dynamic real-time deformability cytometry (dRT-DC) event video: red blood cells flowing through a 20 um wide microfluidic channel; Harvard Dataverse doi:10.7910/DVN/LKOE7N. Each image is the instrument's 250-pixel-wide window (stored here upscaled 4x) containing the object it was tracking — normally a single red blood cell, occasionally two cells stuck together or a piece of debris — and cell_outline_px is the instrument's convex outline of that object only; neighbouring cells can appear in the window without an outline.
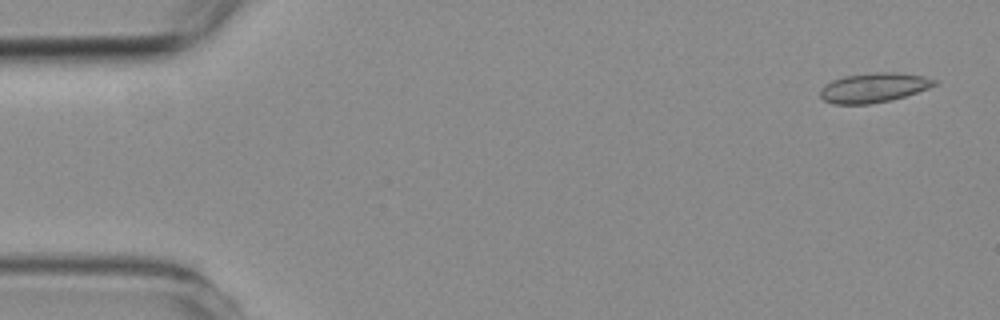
{"species": "common noctule bat (a hibernating species)", "species_latin": "Nyctalus noctula", "temperature_condition": "room temperature", "stored_images_in_passage": 5, "camera_frame_rate_fps": 3000, "um_per_image_px": 0.085, "animal": {"sex": "female", "body_mass_g": 19.3, "forearm_length_mm": 54.1}, "frame": {"image": 1, "passage_image": 1, "time_ms": 0.0, "image_size_px": [1000, 320], "cell_outline_px": [[936, 84], [928, 88], [892, 100], [868, 104], [832, 104], [824, 100], [820, 96], [820, 88], [824, 84], [832, 80], [844, 76], [876, 72], [896, 72], [924, 76], [936, 80]], "centroid_in_image_um": [74.22, 7.45], "position_along_channel_um": 10.8, "area_um2": 19.65}}
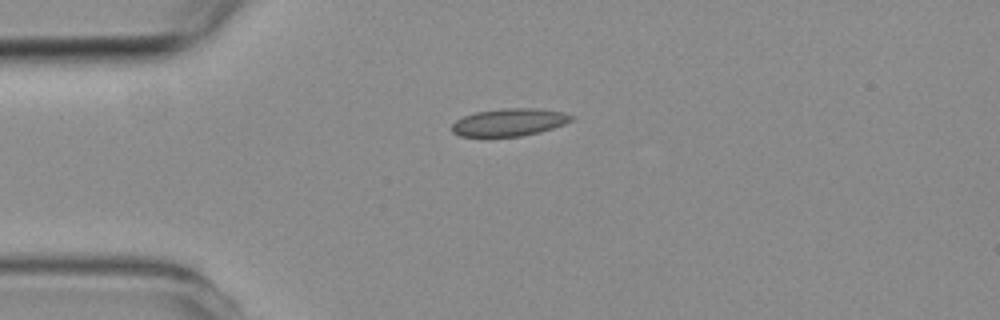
{"frame": {"image": 2, "passage_image": 4, "time_ms": 3.333, "image_size_px": [1000, 320], "cell_outline_px": [[576, 116], [572, 120], [564, 124], [540, 132], [520, 136], [460, 136], [452, 132], [452, 124], [456, 120], [464, 116], [476, 112], [504, 108], [540, 108], [564, 112]], "centroid_in_image_um": [43.32, 10.38], "position_along_channel_um": 41.7, "area_um2": 19.19}}
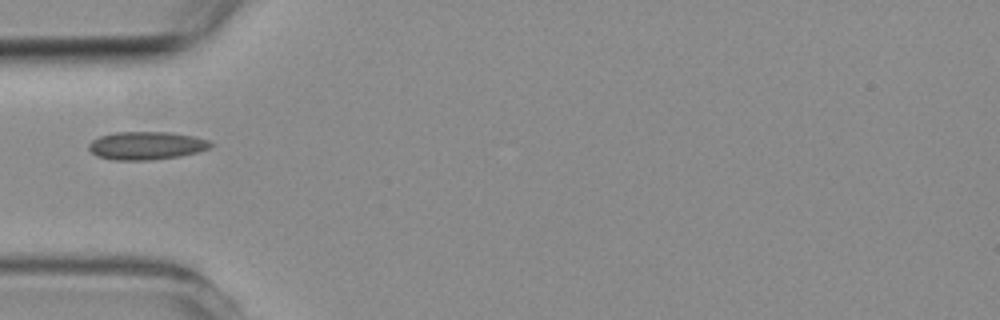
{"frame": {"image": 3, "passage_image": 5, "time_ms": 4.667, "image_size_px": [1000, 320], "cell_outline_px": [[212, 144], [208, 148], [196, 152], [180, 156], [152, 160], [112, 160], [96, 156], [88, 148], [88, 144], [92, 140], [100, 136], [116, 132], [172, 132], [192, 136], [208, 140]], "centroid_in_image_um": [12.4, 12.38], "position_along_channel_um": 72.6, "area_um2": 19.88}}